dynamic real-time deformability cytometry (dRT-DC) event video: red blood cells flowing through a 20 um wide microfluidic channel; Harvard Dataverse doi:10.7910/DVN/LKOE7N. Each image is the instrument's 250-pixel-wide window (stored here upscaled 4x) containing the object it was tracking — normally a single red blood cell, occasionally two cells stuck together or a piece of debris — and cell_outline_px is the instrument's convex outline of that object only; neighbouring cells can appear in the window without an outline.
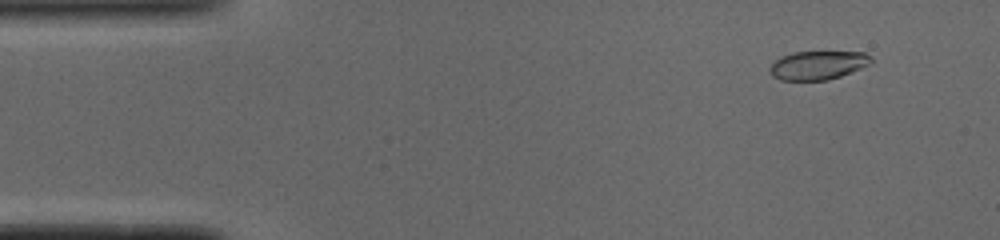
{"species": "common noctule bat (a hibernating species)", "species_latin": "Nyctalus noctula", "temperature_condition": "cold", "stored_images_in_passage": 52, "camera_frame_rate_fps": 3000, "um_per_image_px": 0.085, "animal": {"sex": "male", "body_mass_g": 19.0, "forearm_length_mm": 50.8}, "frame": {"image": 1, "passage_image": 5, "time_ms": 1.333, "image_size_px": [1000, 240], "cell_outline_px": [[872, 64], [840, 76], [828, 80], [780, 80], [772, 76], [768, 72], [768, 68], [780, 56], [792, 52], [864, 52], [872, 56]], "centroid_in_image_um": [69.51, 5.54], "position_along_channel_um": 15.5, "area_um2": 17.11}}
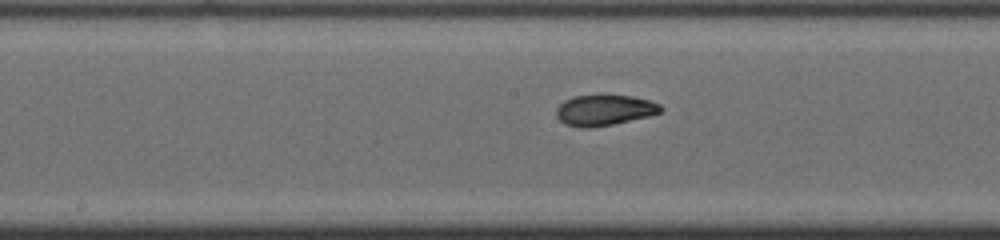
{"frame": {"image": 2, "passage_image": 26, "time_ms": 8.333, "image_size_px": [1000, 240], "cell_outline_px": [[664, 108], [660, 112], [648, 116], [612, 124], [588, 128], [580, 128], [564, 124], [556, 116], [556, 108], [564, 100], [572, 96], [600, 92], [608, 92], [632, 96], [648, 100], [660, 104]], "centroid_in_image_um": [51.33, 9.3], "position_along_channel_um": 196.9, "area_um2": 19.48}}
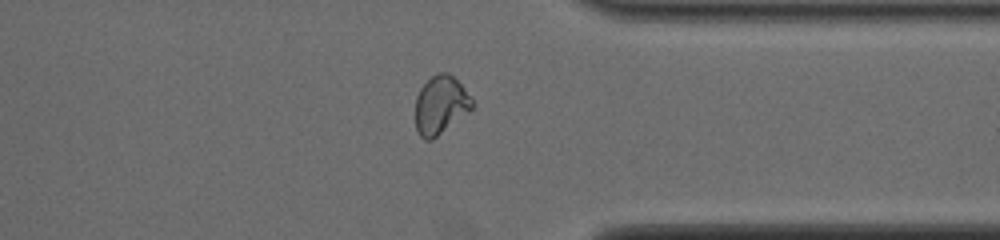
{"frame": {"image": 3, "passage_image": 40, "time_ms": 13.0, "image_size_px": [1000, 240], "cell_outline_px": [[476, 104], [468, 112], [432, 140], [424, 140], [420, 136], [416, 128], [416, 96], [420, 88], [432, 76], [440, 72], [448, 72], [464, 88]], "centroid_in_image_um": [37.45, 8.93], "position_along_channel_um": 374.0, "area_um2": 19.13}, "authors_computed_cell_mechanics": {"area_um2": 18.7561, "velocity_mm_per_s": 3.9059, "shape_relaxation_time_tau1_ms": 7.0753, "shape_relaxation_time_tau2_ms": 1.0272, "deformation_change_tau1": 0.1891, "deformation_change_tau2": 0.0525}}